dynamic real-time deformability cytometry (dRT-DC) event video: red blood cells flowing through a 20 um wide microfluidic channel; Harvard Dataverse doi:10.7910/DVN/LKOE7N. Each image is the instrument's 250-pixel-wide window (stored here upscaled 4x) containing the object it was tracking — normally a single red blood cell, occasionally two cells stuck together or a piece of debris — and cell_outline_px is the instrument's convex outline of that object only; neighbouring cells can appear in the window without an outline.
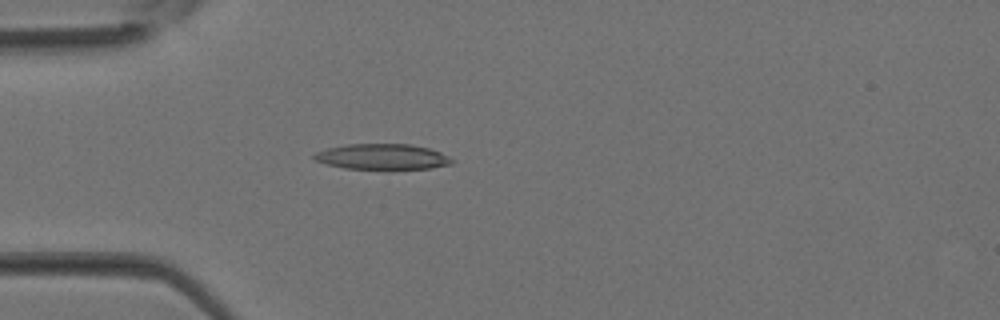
{"species": "Egyptian fruit bat (a non-hibernating species)", "species_latin": "Rousettus aegyptiacus", "temperature_condition": "room temperature", "stored_images_in_passage": 36, "camera_frame_rate_fps": 3000, "um_per_image_px": 0.085, "animal": {"sex": "female"}, "frame": {"image": 1, "passage_image": 10, "time_ms": 3.0, "image_size_px": [1000, 320], "cell_outline_px": [[456, 160], [452, 164], [432, 168], [344, 168], [328, 164], [316, 160], [312, 156], [316, 152], [328, 148], [348, 144], [408, 144], [428, 148], [440, 152]], "centroid_in_image_um": [32.53, 13.31], "position_along_channel_um": 52.5, "area_um2": 20.17}}
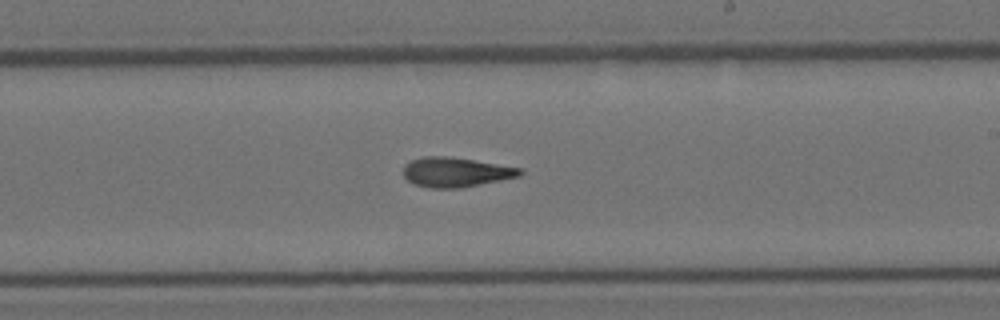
{"frame": {"image": 2, "passage_image": 21, "time_ms": 6.667, "image_size_px": [1000, 320], "cell_outline_px": [[524, 172], [520, 176], [460, 188], [428, 188], [412, 184], [404, 176], [404, 164], [412, 160], [424, 156], [448, 156], [520, 168]], "centroid_in_image_um": [38.69, 14.64], "position_along_channel_um": 250.3, "area_um2": 20.0}}
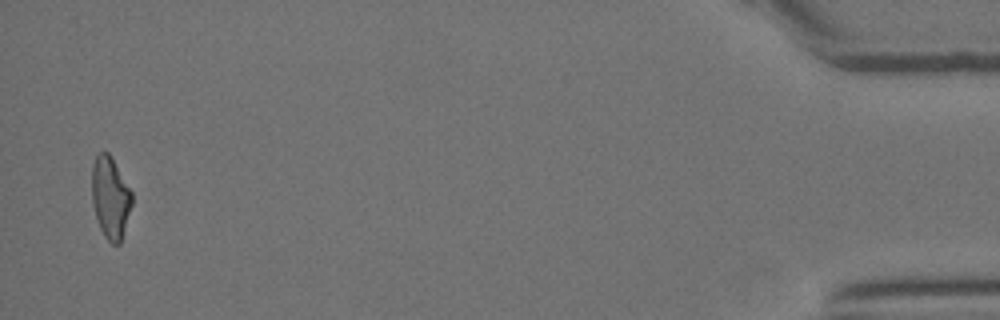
{"frame": {"image": 3, "passage_image": 35, "time_ms": 11.333, "image_size_px": [1000, 320], "cell_outline_px": [[132, 204], [120, 244], [112, 244], [104, 236], [100, 228], [96, 216], [92, 200], [92, 164], [96, 156], [100, 152], [108, 152], [112, 156], [132, 192]], "centroid_in_image_um": [9.38, 16.77], "position_along_channel_um": 425.8, "area_um2": 19.07}}